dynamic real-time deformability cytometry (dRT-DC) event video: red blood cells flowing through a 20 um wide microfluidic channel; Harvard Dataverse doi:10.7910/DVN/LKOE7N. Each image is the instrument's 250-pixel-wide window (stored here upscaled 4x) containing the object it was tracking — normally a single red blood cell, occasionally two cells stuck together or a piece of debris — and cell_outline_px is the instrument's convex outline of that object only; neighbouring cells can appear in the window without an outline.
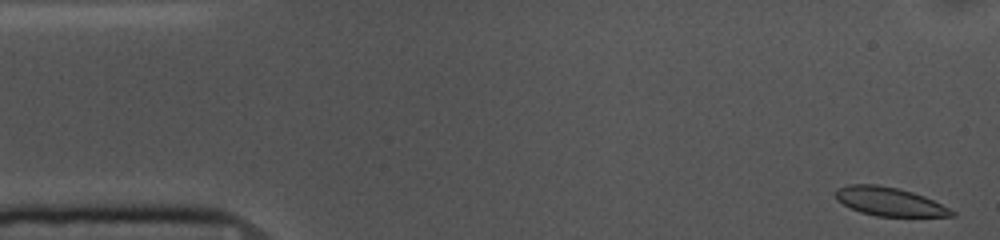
{"species": "common noctule bat (a hibernating species)", "species_latin": "Nyctalus noctula", "temperature_condition": "cold", "stored_images_in_passage": 53, "camera_frame_rate_fps": 3000, "um_per_image_px": 0.085, "animal": {"sex": "female", "body_mass_g": 10.0, "forearm_length_mm": 53.1}, "frame": {"image": 1, "passage_image": 1, "time_ms": 0.0, "image_size_px": [1000, 240], "cell_outline_px": [[956, 216], [876, 216], [860, 212], [836, 200], [836, 188], [848, 184], [876, 184], [900, 188], [924, 196], [956, 212]], "centroid_in_image_um": [75.57, 17.12], "position_along_channel_um": 9.4, "area_um2": 19.25}}
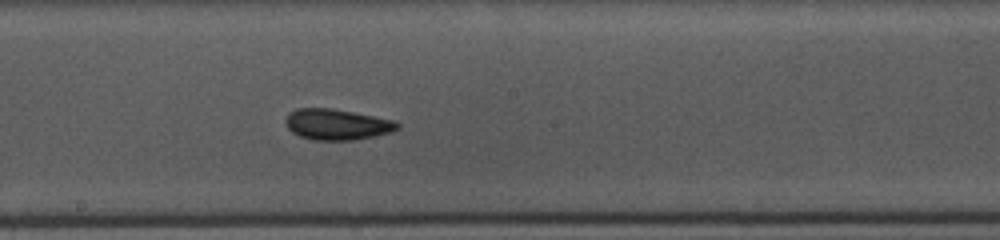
{"frame": {"image": 2, "passage_image": 27, "time_ms": 8.667, "image_size_px": [1000, 240], "cell_outline_px": [[400, 128], [392, 132], [352, 140], [312, 140], [300, 136], [292, 132], [284, 124], [284, 120], [288, 112], [296, 108], [332, 108], [396, 120], [400, 124]], "centroid_in_image_um": [28.62, 10.56], "position_along_channel_um": 219.6, "area_um2": 20.35}}
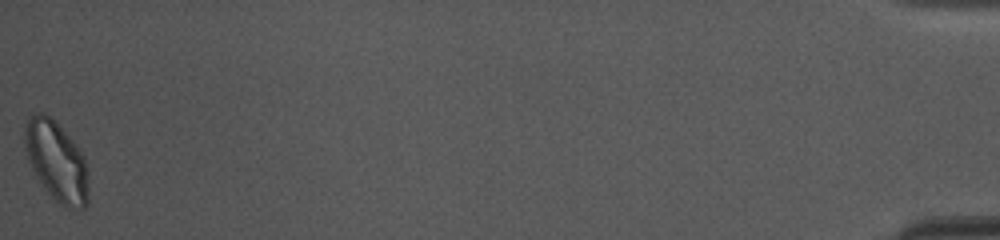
{"frame": {"image": 3, "passage_image": 53, "time_ms": 17.333, "image_size_px": [1000, 240], "cell_outline_px": [[88, 204], [84, 208], [68, 208], [60, 204], [48, 192], [32, 168], [28, 160], [24, 144], [24, 128], [28, 120], [36, 112], [44, 112], [72, 140], [84, 156], [88, 172]], "centroid_in_image_um": [4.82, 13.72], "position_along_channel_um": 430.4, "area_um2": 29.19}, "authors_computed_cell_mechanics": {"area_um2": 20.1144, "velocity_mm_per_s": 3.637, "shape_relaxation_time_tau1_ms": 10.2733, "shape_relaxation_time_tau2_ms": 2.4587, "deformation_change_tau1": 0.1553, "deformation_change_tau2": 0.0595}}